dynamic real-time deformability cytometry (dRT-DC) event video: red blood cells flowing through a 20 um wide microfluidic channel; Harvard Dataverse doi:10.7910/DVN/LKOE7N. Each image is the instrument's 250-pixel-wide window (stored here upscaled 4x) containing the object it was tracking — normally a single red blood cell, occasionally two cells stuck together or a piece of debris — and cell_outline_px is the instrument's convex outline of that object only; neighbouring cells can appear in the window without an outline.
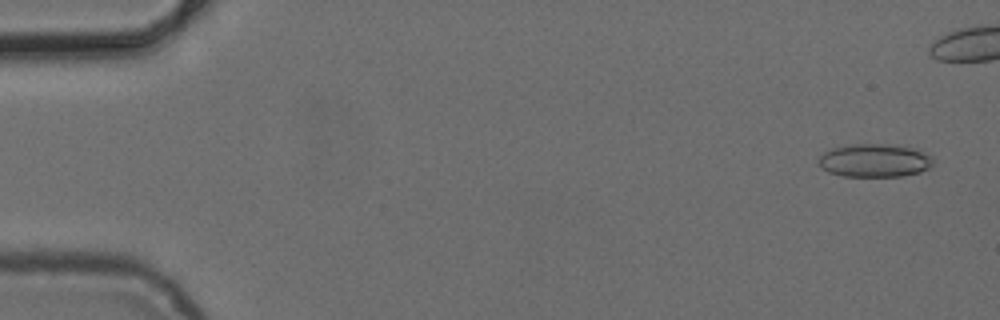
{"species": "common noctule bat (a hibernating species)", "species_latin": "Nyctalus noctula", "temperature_condition": "cold", "stored_images_in_passage": 3, "camera_frame_rate_fps": 3000, "um_per_image_px": 0.085, "animal": {"sex": "female", "body_mass_g": 24.6, "forearm_length_mm": 56.2}, "frame": {"image": 1, "passage_image": 1, "time_ms": 0.0, "image_size_px": [1000, 320], "cell_outline_px": [[932, 164], [928, 168], [920, 172], [904, 176], [844, 176], [828, 172], [820, 168], [816, 160], [824, 152], [832, 148], [852, 144], [884, 144], [920, 148], [932, 156]], "centroid_in_image_um": [74.34, 13.63], "position_along_channel_um": 10.7, "area_um2": 22.48}}